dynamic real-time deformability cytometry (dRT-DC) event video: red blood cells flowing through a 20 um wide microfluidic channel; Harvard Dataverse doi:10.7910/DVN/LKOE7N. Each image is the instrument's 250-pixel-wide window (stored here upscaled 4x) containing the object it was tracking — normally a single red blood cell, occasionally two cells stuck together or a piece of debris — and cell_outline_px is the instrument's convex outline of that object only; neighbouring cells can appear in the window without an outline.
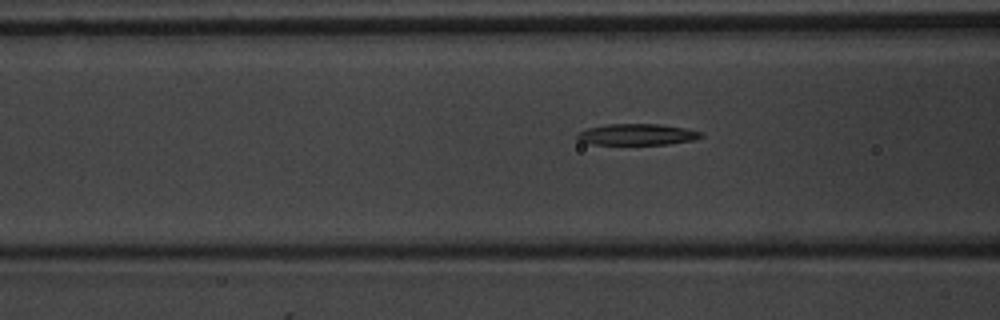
{"species": "common noctule bat (a hibernating species)", "species_latin": "Nyctalus noctula", "temperature_condition": "warm", "stored_images_in_passage": 5, "camera_frame_rate_fps": 3000, "um_per_image_px": 0.085, "animal": {"sex": "male", "body_mass_g": 20.1, "forearm_length_mm": 53.5}, "frame": {"image": 1, "passage_image": 5, "time_ms": 5.667, "image_size_px": [1000, 320], "cell_outline_px": [[704, 136], [692, 140], [668, 144], [592, 144], [580, 140], [576, 136], [576, 132], [588, 128], [608, 124], [660, 124], [684, 128], [700, 132]], "centroid_in_image_um": [54.13, 11.42], "position_along_channel_um": 112.5, "area_um2": 15.14}}